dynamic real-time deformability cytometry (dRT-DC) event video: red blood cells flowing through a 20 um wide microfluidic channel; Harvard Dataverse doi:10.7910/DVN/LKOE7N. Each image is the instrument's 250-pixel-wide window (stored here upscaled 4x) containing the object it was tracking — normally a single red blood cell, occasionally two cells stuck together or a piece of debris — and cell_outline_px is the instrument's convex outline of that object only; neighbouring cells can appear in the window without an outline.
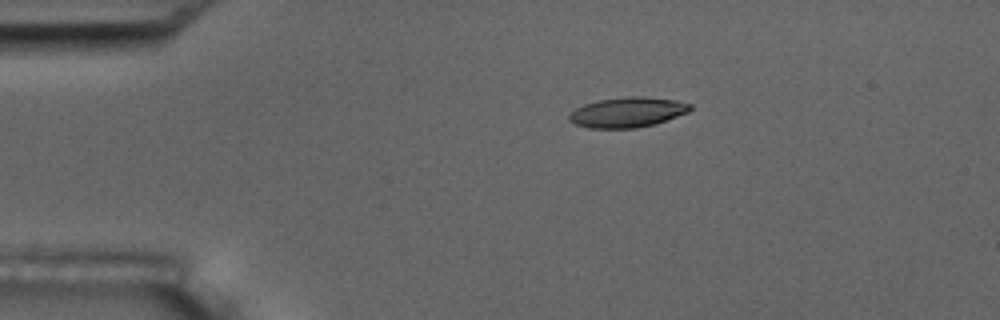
{"species": "common noctule bat (a hibernating species)", "species_latin": "Nyctalus noctula", "temperature_condition": "room temperature", "stored_images_in_passage": 2, "camera_frame_rate_fps": 3000, "um_per_image_px": 0.085, "animal": {"sex": "male", "body_mass_g": 17.5, "forearm_length_mm": 52.3}, "frame": {"image": 1, "passage_image": 1, "time_ms": 0.0, "image_size_px": [1000, 320], "cell_outline_px": [[692, 108], [688, 112], [656, 124], [636, 128], [588, 128], [576, 124], [568, 120], [568, 116], [576, 108], [584, 104], [600, 100], [628, 96], [644, 96], [676, 100], [692, 104]], "centroid_in_image_um": [53.36, 9.54], "position_along_channel_um": 31.6, "area_um2": 21.27}}